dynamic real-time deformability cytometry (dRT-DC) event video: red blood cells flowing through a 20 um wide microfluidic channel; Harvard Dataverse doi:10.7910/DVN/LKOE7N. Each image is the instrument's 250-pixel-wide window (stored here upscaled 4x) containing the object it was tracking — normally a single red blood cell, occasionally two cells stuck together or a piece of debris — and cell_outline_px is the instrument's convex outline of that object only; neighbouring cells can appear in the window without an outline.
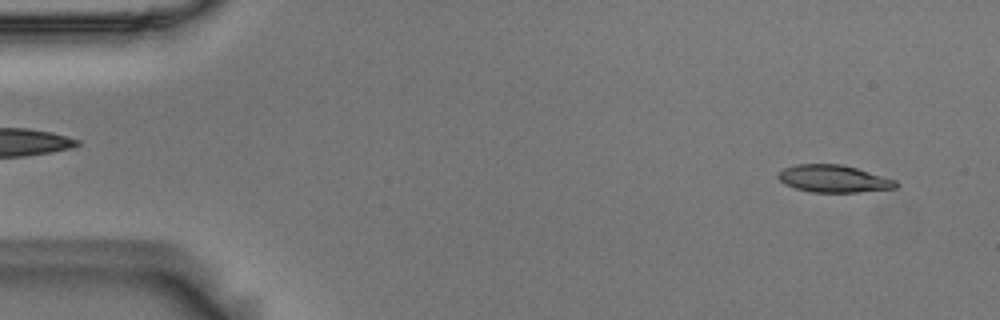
{"species": "Egyptian fruit bat (a non-hibernating species)", "species_latin": "Rousettus aegyptiacus", "temperature_condition": "room temperature", "stored_images_in_passage": 5, "camera_frame_rate_fps": 3000, "um_per_image_px": 0.085, "animal": {"sex": "male"}, "frame": {"image": 1, "passage_image": 1, "time_ms": 0.0, "image_size_px": [1000, 320], "cell_outline_px": [[900, 184], [896, 188], [860, 192], [812, 192], [796, 188], [784, 184], [776, 176], [784, 168], [796, 164], [840, 164], [856, 168], [896, 180]], "centroid_in_image_um": [70.87, 15.19], "position_along_channel_um": 14.1, "area_um2": 18.67}}
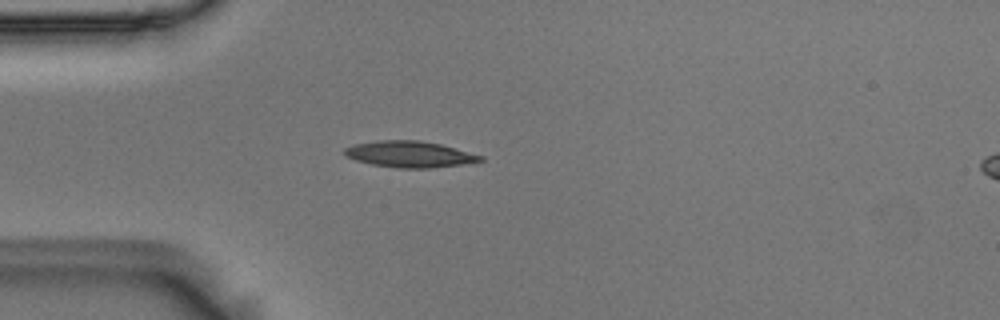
{"frame": {"image": 2, "passage_image": 4, "time_ms": 1.0, "image_size_px": [1000, 320], "cell_outline_px": [[484, 160], [460, 164], [428, 168], [396, 168], [372, 164], [356, 160], [344, 156], [344, 148], [356, 144], [376, 140], [420, 140], [440, 144], [484, 156]], "centroid_in_image_um": [34.78, 13.1], "position_along_channel_um": 50.2, "area_um2": 20.63}}